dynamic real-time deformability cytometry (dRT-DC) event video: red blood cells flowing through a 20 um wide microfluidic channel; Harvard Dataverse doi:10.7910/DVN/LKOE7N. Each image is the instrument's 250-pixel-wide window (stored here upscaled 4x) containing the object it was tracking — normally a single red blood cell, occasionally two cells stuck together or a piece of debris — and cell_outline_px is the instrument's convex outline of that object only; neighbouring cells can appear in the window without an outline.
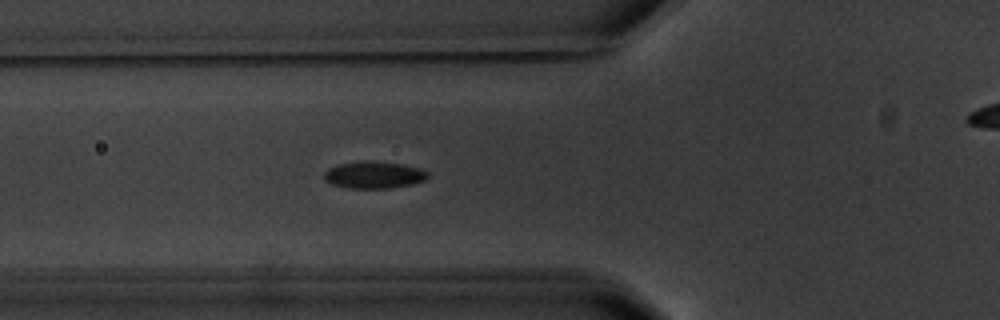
{"species": "common noctule bat (a hibernating species)", "species_latin": "Nyctalus noctula", "temperature_condition": "warm", "stored_images_in_passage": 6, "segment_of_instrument_passage": [1, 2], "camera_frame_rate_fps": 3000, "um_per_image_px": 0.085, "animal": {"sex": "male", "body_mass_g": 20.1, "forearm_length_mm": 53.5}, "frame": {"image": 1, "passage_image": 5, "time_ms": 4.667, "image_size_px": [1000, 320], "cell_outline_px": [[428, 176], [424, 180], [412, 184], [392, 188], [348, 188], [332, 184], [324, 180], [324, 172], [328, 168], [340, 164], [364, 160], [400, 164], [420, 168], [428, 172]], "centroid_in_image_um": [31.76, 14.87], "position_along_channel_um": 94.0, "area_um2": 16.24}}